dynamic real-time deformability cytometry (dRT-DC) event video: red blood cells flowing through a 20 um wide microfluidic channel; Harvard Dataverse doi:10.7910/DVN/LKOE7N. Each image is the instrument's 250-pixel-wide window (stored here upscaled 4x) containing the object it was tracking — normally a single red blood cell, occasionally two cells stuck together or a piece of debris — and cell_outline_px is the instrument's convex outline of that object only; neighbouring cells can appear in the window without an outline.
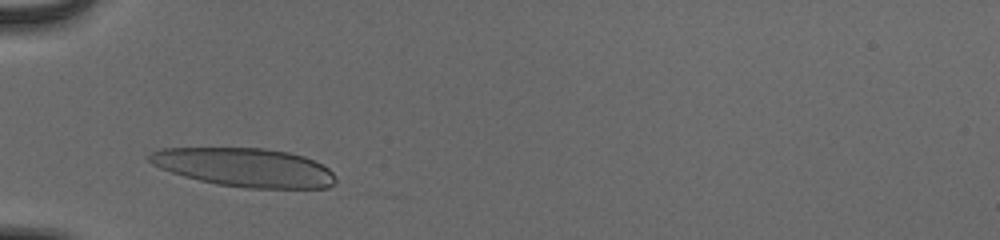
{"species": "human", "species_latin": "Homo sapiens", "temperature_condition": "cold", "stored_images_in_passage": 32, "camera_frame_rate_fps": 3000, "um_per_image_px": 0.085, "donor": {"sex": "male"}, "frame": {"image": 1, "passage_image": 5, "time_ms": 1.333, "image_size_px": [1000, 240], "cell_outline_px": [[336, 180], [328, 188], [244, 188], [216, 184], [184, 176], [160, 168], [152, 164], [148, 160], [148, 156], [152, 152], [160, 148], [264, 148], [288, 152], [304, 156], [328, 168], [332, 172]], "centroid_in_image_um": [20.78, 14.23], "position_along_channel_um": 64.2, "area_um2": 41.85}}
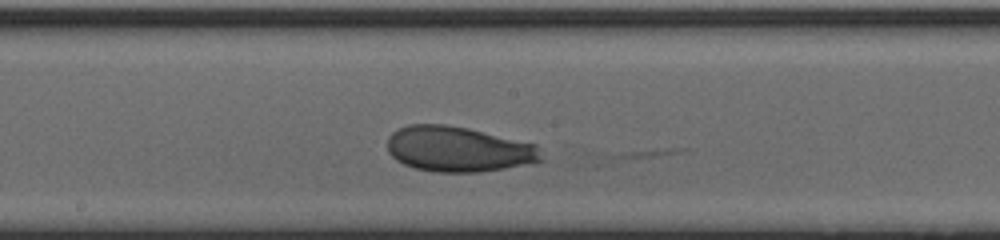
{"frame": {"image": 2, "passage_image": 17, "time_ms": 5.333, "image_size_px": [1000, 240], "cell_outline_px": [[544, 160], [532, 164], [480, 172], [436, 172], [416, 168], [404, 164], [396, 160], [388, 152], [388, 136], [396, 128], [408, 124], [444, 124], [468, 128], [536, 144]], "centroid_in_image_um": [38.95, 12.68], "position_along_channel_um": 209.2, "area_um2": 40.92}}
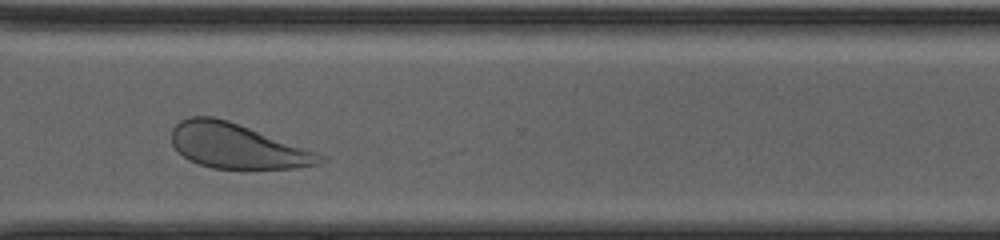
{"frame": {"image": 3, "passage_image": 28, "time_ms": 9.0, "image_size_px": [1000, 240], "cell_outline_px": [[328, 160], [320, 164], [296, 168], [212, 168], [188, 160], [172, 144], [172, 128], [180, 120], [192, 116], [212, 116], [228, 120], [328, 156]], "centroid_in_image_um": [20.18, 12.41], "position_along_channel_um": 350.4, "area_um2": 38.61}, "authors_computed_cell_mechanics": {"area_um2": 40.8646, "velocity_mm_per_s": 3.8385, "shape_relaxation_time_tau1_ms": 1.9507, "shape_relaxation_time_tau2_ms": null, "deformation_change_tau1": 0.1216, "deformation_change_tau2": null}}